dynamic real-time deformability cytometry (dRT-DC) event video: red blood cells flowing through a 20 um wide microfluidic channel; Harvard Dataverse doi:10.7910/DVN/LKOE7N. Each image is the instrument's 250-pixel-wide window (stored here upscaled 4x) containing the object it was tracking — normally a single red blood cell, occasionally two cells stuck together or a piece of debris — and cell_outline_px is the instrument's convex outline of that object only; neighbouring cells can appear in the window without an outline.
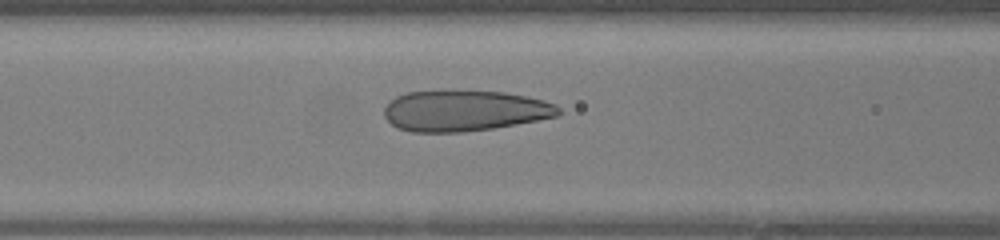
{"species": "human", "species_latin": "Homo sapiens", "temperature_condition": "warm", "stored_images_in_passage": 30, "camera_frame_rate_fps": 3000, "um_per_image_px": 0.085, "donor": {"sex": "female"}, "frame": {"image": 1, "passage_image": 10, "time_ms": 3.0, "image_size_px": [1000, 240], "cell_outline_px": [[560, 112], [556, 116], [516, 124], [492, 128], [464, 132], [412, 132], [396, 128], [384, 116], [384, 108], [396, 96], [408, 92], [504, 92], [524, 96], [556, 104], [560, 108]], "centroid_in_image_um": [39.45, 9.44], "position_along_channel_um": 127.1, "area_um2": 40.75}}
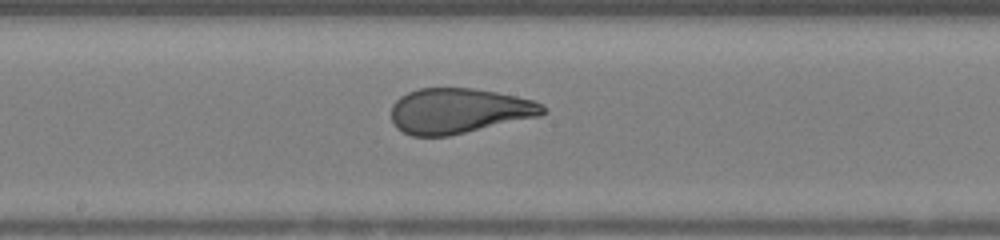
{"frame": {"image": 2, "passage_image": 15, "time_ms": 4.667, "image_size_px": [1000, 240], "cell_outline_px": [[548, 112], [540, 116], [448, 136], [412, 136], [396, 128], [392, 124], [392, 104], [400, 96], [408, 92], [420, 88], [472, 88], [496, 92], [516, 96], [532, 100], [544, 104], [548, 108]], "centroid_in_image_um": [39.02, 9.42], "position_along_channel_um": 209.2, "area_um2": 40.11}}
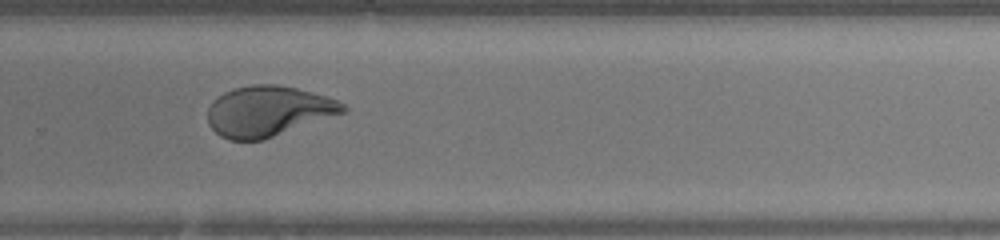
{"frame": {"image": 3, "passage_image": 21, "time_ms": 6.667, "image_size_px": [1000, 240], "cell_outline_px": [[348, 112], [264, 140], [228, 140], [220, 136], [208, 124], [208, 108], [212, 100], [224, 92], [236, 88], [252, 84], [276, 84], [296, 88], [324, 96], [336, 100], [344, 104], [348, 108]], "centroid_in_image_um": [22.81, 9.46], "position_along_channel_um": 307.0, "area_um2": 40.0}}